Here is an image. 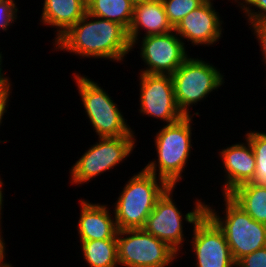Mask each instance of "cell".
I'll use <instances>...</instances> for the list:
<instances>
[{
  "mask_svg": "<svg viewBox=\"0 0 266 267\" xmlns=\"http://www.w3.org/2000/svg\"><path fill=\"white\" fill-rule=\"evenodd\" d=\"M52 45L54 52H69L78 59H104L121 64L131 53L128 30L123 25L88 12Z\"/></svg>",
  "mask_w": 266,
  "mask_h": 267,
  "instance_id": "6da1fadb",
  "label": "cell"
},
{
  "mask_svg": "<svg viewBox=\"0 0 266 267\" xmlns=\"http://www.w3.org/2000/svg\"><path fill=\"white\" fill-rule=\"evenodd\" d=\"M194 115L163 125L154 136L156 158L148 161L144 169L163 179L169 186L182 182L185 168L189 164L193 147L192 131ZM183 174V175H182Z\"/></svg>",
  "mask_w": 266,
  "mask_h": 267,
  "instance_id": "7a4b0ae2",
  "label": "cell"
},
{
  "mask_svg": "<svg viewBox=\"0 0 266 267\" xmlns=\"http://www.w3.org/2000/svg\"><path fill=\"white\" fill-rule=\"evenodd\" d=\"M168 187L163 179L144 168L129 177L111 206L118 230L143 229L156 201Z\"/></svg>",
  "mask_w": 266,
  "mask_h": 267,
  "instance_id": "3957f363",
  "label": "cell"
},
{
  "mask_svg": "<svg viewBox=\"0 0 266 267\" xmlns=\"http://www.w3.org/2000/svg\"><path fill=\"white\" fill-rule=\"evenodd\" d=\"M72 74L86 119L98 136L97 138L137 136L108 91L92 78L81 75L80 72L75 71Z\"/></svg>",
  "mask_w": 266,
  "mask_h": 267,
  "instance_id": "277c9868",
  "label": "cell"
},
{
  "mask_svg": "<svg viewBox=\"0 0 266 267\" xmlns=\"http://www.w3.org/2000/svg\"><path fill=\"white\" fill-rule=\"evenodd\" d=\"M222 198V213L219 212V208L209 203L206 204V214L223 231L233 259L237 263L245 255L266 246V224L254 220L228 195H223Z\"/></svg>",
  "mask_w": 266,
  "mask_h": 267,
  "instance_id": "5b68a950",
  "label": "cell"
},
{
  "mask_svg": "<svg viewBox=\"0 0 266 267\" xmlns=\"http://www.w3.org/2000/svg\"><path fill=\"white\" fill-rule=\"evenodd\" d=\"M177 186H169L165 192L156 201L155 207L151 214L147 217L144 230L168 244L178 254H182L184 244L189 241V237L185 236L183 229L184 222L194 226L206 213V200L196 198L193 201V208L187 211L185 215L182 213L181 208L175 202L174 193ZM177 203V204H176ZM184 217V218H183ZM184 221V222H183ZM186 241V242H185ZM181 251V252H180Z\"/></svg>",
  "mask_w": 266,
  "mask_h": 267,
  "instance_id": "8992f818",
  "label": "cell"
},
{
  "mask_svg": "<svg viewBox=\"0 0 266 267\" xmlns=\"http://www.w3.org/2000/svg\"><path fill=\"white\" fill-rule=\"evenodd\" d=\"M209 62L189 56L171 75L177 105L185 116H199L197 111L191 113L192 106L196 107L198 102L224 86V73Z\"/></svg>",
  "mask_w": 266,
  "mask_h": 267,
  "instance_id": "52a82bcc",
  "label": "cell"
},
{
  "mask_svg": "<svg viewBox=\"0 0 266 267\" xmlns=\"http://www.w3.org/2000/svg\"><path fill=\"white\" fill-rule=\"evenodd\" d=\"M136 141V136L98 138L69 168V182L72 186H82L113 168L115 170L133 154Z\"/></svg>",
  "mask_w": 266,
  "mask_h": 267,
  "instance_id": "ba28073f",
  "label": "cell"
},
{
  "mask_svg": "<svg viewBox=\"0 0 266 267\" xmlns=\"http://www.w3.org/2000/svg\"><path fill=\"white\" fill-rule=\"evenodd\" d=\"M179 257L168 244L144 229L118 230L117 258L121 267H168Z\"/></svg>",
  "mask_w": 266,
  "mask_h": 267,
  "instance_id": "9c48e42d",
  "label": "cell"
},
{
  "mask_svg": "<svg viewBox=\"0 0 266 267\" xmlns=\"http://www.w3.org/2000/svg\"><path fill=\"white\" fill-rule=\"evenodd\" d=\"M137 44L141 46L137 47ZM136 47L144 64L139 73L172 75L190 56L187 45L174 30L167 34L140 37L131 45V51Z\"/></svg>",
  "mask_w": 266,
  "mask_h": 267,
  "instance_id": "30bf717a",
  "label": "cell"
},
{
  "mask_svg": "<svg viewBox=\"0 0 266 267\" xmlns=\"http://www.w3.org/2000/svg\"><path fill=\"white\" fill-rule=\"evenodd\" d=\"M138 113L164 122L174 123L185 115L179 109L171 75L139 73Z\"/></svg>",
  "mask_w": 266,
  "mask_h": 267,
  "instance_id": "8fae6325",
  "label": "cell"
},
{
  "mask_svg": "<svg viewBox=\"0 0 266 267\" xmlns=\"http://www.w3.org/2000/svg\"><path fill=\"white\" fill-rule=\"evenodd\" d=\"M192 228L188 242L195 267H236L223 231L206 213Z\"/></svg>",
  "mask_w": 266,
  "mask_h": 267,
  "instance_id": "7c38bea8",
  "label": "cell"
},
{
  "mask_svg": "<svg viewBox=\"0 0 266 267\" xmlns=\"http://www.w3.org/2000/svg\"><path fill=\"white\" fill-rule=\"evenodd\" d=\"M213 1L206 0L197 9L189 12L174 28L185 45L187 40L193 47H213L223 38L224 21L213 6Z\"/></svg>",
  "mask_w": 266,
  "mask_h": 267,
  "instance_id": "4fadbf2b",
  "label": "cell"
},
{
  "mask_svg": "<svg viewBox=\"0 0 266 267\" xmlns=\"http://www.w3.org/2000/svg\"><path fill=\"white\" fill-rule=\"evenodd\" d=\"M244 142H236L223 147L218 151V156L223 165L224 182H221L222 196L228 195L237 186L251 182L255 176L256 159L250 142L244 138Z\"/></svg>",
  "mask_w": 266,
  "mask_h": 267,
  "instance_id": "5bb4252c",
  "label": "cell"
},
{
  "mask_svg": "<svg viewBox=\"0 0 266 267\" xmlns=\"http://www.w3.org/2000/svg\"><path fill=\"white\" fill-rule=\"evenodd\" d=\"M78 200L80 202V215L76 226L78 240L117 239L118 228L111 207L109 208L106 203H93L84 198Z\"/></svg>",
  "mask_w": 266,
  "mask_h": 267,
  "instance_id": "9a60e30c",
  "label": "cell"
},
{
  "mask_svg": "<svg viewBox=\"0 0 266 267\" xmlns=\"http://www.w3.org/2000/svg\"><path fill=\"white\" fill-rule=\"evenodd\" d=\"M173 30L162 0L147 1L134 5L133 19L128 29L131 45L141 37L140 35H143L142 37L161 35Z\"/></svg>",
  "mask_w": 266,
  "mask_h": 267,
  "instance_id": "2e32d148",
  "label": "cell"
},
{
  "mask_svg": "<svg viewBox=\"0 0 266 267\" xmlns=\"http://www.w3.org/2000/svg\"><path fill=\"white\" fill-rule=\"evenodd\" d=\"M39 24L55 28L52 44L87 13V0H44Z\"/></svg>",
  "mask_w": 266,
  "mask_h": 267,
  "instance_id": "e0dca14e",
  "label": "cell"
},
{
  "mask_svg": "<svg viewBox=\"0 0 266 267\" xmlns=\"http://www.w3.org/2000/svg\"><path fill=\"white\" fill-rule=\"evenodd\" d=\"M228 196L254 220L266 224V186L244 183Z\"/></svg>",
  "mask_w": 266,
  "mask_h": 267,
  "instance_id": "ac0fdd59",
  "label": "cell"
},
{
  "mask_svg": "<svg viewBox=\"0 0 266 267\" xmlns=\"http://www.w3.org/2000/svg\"><path fill=\"white\" fill-rule=\"evenodd\" d=\"M88 267H118L117 239L78 241Z\"/></svg>",
  "mask_w": 266,
  "mask_h": 267,
  "instance_id": "d6986e66",
  "label": "cell"
},
{
  "mask_svg": "<svg viewBox=\"0 0 266 267\" xmlns=\"http://www.w3.org/2000/svg\"><path fill=\"white\" fill-rule=\"evenodd\" d=\"M134 4L130 0H87V12L93 16L114 21L129 29Z\"/></svg>",
  "mask_w": 266,
  "mask_h": 267,
  "instance_id": "ffe728a7",
  "label": "cell"
},
{
  "mask_svg": "<svg viewBox=\"0 0 266 267\" xmlns=\"http://www.w3.org/2000/svg\"><path fill=\"white\" fill-rule=\"evenodd\" d=\"M247 130L244 137L250 142L256 159L255 176L250 183L266 186V131Z\"/></svg>",
  "mask_w": 266,
  "mask_h": 267,
  "instance_id": "44dd1931",
  "label": "cell"
},
{
  "mask_svg": "<svg viewBox=\"0 0 266 267\" xmlns=\"http://www.w3.org/2000/svg\"><path fill=\"white\" fill-rule=\"evenodd\" d=\"M206 0H162L168 20L173 28L192 10L197 9Z\"/></svg>",
  "mask_w": 266,
  "mask_h": 267,
  "instance_id": "7402d4cb",
  "label": "cell"
},
{
  "mask_svg": "<svg viewBox=\"0 0 266 267\" xmlns=\"http://www.w3.org/2000/svg\"><path fill=\"white\" fill-rule=\"evenodd\" d=\"M235 4L241 9L246 23L266 21V0H235Z\"/></svg>",
  "mask_w": 266,
  "mask_h": 267,
  "instance_id": "603a6c76",
  "label": "cell"
},
{
  "mask_svg": "<svg viewBox=\"0 0 266 267\" xmlns=\"http://www.w3.org/2000/svg\"><path fill=\"white\" fill-rule=\"evenodd\" d=\"M20 13L18 5L11 0H0V31L7 32L14 26ZM11 26V27H10Z\"/></svg>",
  "mask_w": 266,
  "mask_h": 267,
  "instance_id": "cb8c5ba5",
  "label": "cell"
},
{
  "mask_svg": "<svg viewBox=\"0 0 266 267\" xmlns=\"http://www.w3.org/2000/svg\"><path fill=\"white\" fill-rule=\"evenodd\" d=\"M248 25L250 26L249 28L251 32H253V36H255L254 39H257L256 41L260 46L259 51L262 55V58L260 59L264 63L263 65L266 67V21L248 23Z\"/></svg>",
  "mask_w": 266,
  "mask_h": 267,
  "instance_id": "d4e9b609",
  "label": "cell"
},
{
  "mask_svg": "<svg viewBox=\"0 0 266 267\" xmlns=\"http://www.w3.org/2000/svg\"><path fill=\"white\" fill-rule=\"evenodd\" d=\"M236 267H266V246L245 255L236 263Z\"/></svg>",
  "mask_w": 266,
  "mask_h": 267,
  "instance_id": "484cf974",
  "label": "cell"
},
{
  "mask_svg": "<svg viewBox=\"0 0 266 267\" xmlns=\"http://www.w3.org/2000/svg\"><path fill=\"white\" fill-rule=\"evenodd\" d=\"M13 87L9 86L2 94H0V127L2 126L4 115L7 113L10 104V95L12 96Z\"/></svg>",
  "mask_w": 266,
  "mask_h": 267,
  "instance_id": "4316f807",
  "label": "cell"
},
{
  "mask_svg": "<svg viewBox=\"0 0 266 267\" xmlns=\"http://www.w3.org/2000/svg\"><path fill=\"white\" fill-rule=\"evenodd\" d=\"M7 73H0V94H2L9 86H13L10 77L6 76Z\"/></svg>",
  "mask_w": 266,
  "mask_h": 267,
  "instance_id": "83f0119b",
  "label": "cell"
},
{
  "mask_svg": "<svg viewBox=\"0 0 266 267\" xmlns=\"http://www.w3.org/2000/svg\"><path fill=\"white\" fill-rule=\"evenodd\" d=\"M2 215H3V212H0V252H7L6 250V242H5V239H4V237H3V235H2V233H4L3 232V226H2Z\"/></svg>",
  "mask_w": 266,
  "mask_h": 267,
  "instance_id": "f1b7e54d",
  "label": "cell"
},
{
  "mask_svg": "<svg viewBox=\"0 0 266 267\" xmlns=\"http://www.w3.org/2000/svg\"><path fill=\"white\" fill-rule=\"evenodd\" d=\"M3 178L1 177V174H0V212H3V208H4V190H3V185L4 182L2 180Z\"/></svg>",
  "mask_w": 266,
  "mask_h": 267,
  "instance_id": "f546056e",
  "label": "cell"
},
{
  "mask_svg": "<svg viewBox=\"0 0 266 267\" xmlns=\"http://www.w3.org/2000/svg\"><path fill=\"white\" fill-rule=\"evenodd\" d=\"M6 256V252H0V267H13L10 261L7 262Z\"/></svg>",
  "mask_w": 266,
  "mask_h": 267,
  "instance_id": "4dcf8cb0",
  "label": "cell"
},
{
  "mask_svg": "<svg viewBox=\"0 0 266 267\" xmlns=\"http://www.w3.org/2000/svg\"><path fill=\"white\" fill-rule=\"evenodd\" d=\"M2 51L0 52V73H4L5 71L3 70V56H2Z\"/></svg>",
  "mask_w": 266,
  "mask_h": 267,
  "instance_id": "1f68e13d",
  "label": "cell"
},
{
  "mask_svg": "<svg viewBox=\"0 0 266 267\" xmlns=\"http://www.w3.org/2000/svg\"><path fill=\"white\" fill-rule=\"evenodd\" d=\"M134 5L139 4V3H144L147 1H153V0H130Z\"/></svg>",
  "mask_w": 266,
  "mask_h": 267,
  "instance_id": "d6a6232c",
  "label": "cell"
}]
</instances>
